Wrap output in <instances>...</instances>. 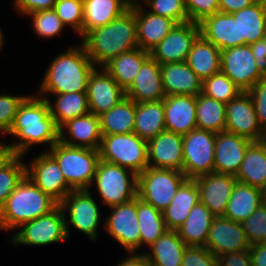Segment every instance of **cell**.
Here are the masks:
<instances>
[{"instance_id": "1", "label": "cell", "mask_w": 266, "mask_h": 266, "mask_svg": "<svg viewBox=\"0 0 266 266\" xmlns=\"http://www.w3.org/2000/svg\"><path fill=\"white\" fill-rule=\"evenodd\" d=\"M8 134L19 138L8 144L13 154L26 156L34 145L48 146V150L59 141V128L50 114L47 99L30 94L18 107L15 121Z\"/></svg>"}, {"instance_id": "2", "label": "cell", "mask_w": 266, "mask_h": 266, "mask_svg": "<svg viewBox=\"0 0 266 266\" xmlns=\"http://www.w3.org/2000/svg\"><path fill=\"white\" fill-rule=\"evenodd\" d=\"M95 68L82 43L68 47L51 61L36 94L46 99L52 94L87 92L88 80Z\"/></svg>"}, {"instance_id": "3", "label": "cell", "mask_w": 266, "mask_h": 266, "mask_svg": "<svg viewBox=\"0 0 266 266\" xmlns=\"http://www.w3.org/2000/svg\"><path fill=\"white\" fill-rule=\"evenodd\" d=\"M96 67H104L113 58L138 46L137 23L130 7L109 24L89 31L81 40Z\"/></svg>"}, {"instance_id": "4", "label": "cell", "mask_w": 266, "mask_h": 266, "mask_svg": "<svg viewBox=\"0 0 266 266\" xmlns=\"http://www.w3.org/2000/svg\"><path fill=\"white\" fill-rule=\"evenodd\" d=\"M58 205L26 175L0 207V230L13 234L23 223L50 213Z\"/></svg>"}, {"instance_id": "5", "label": "cell", "mask_w": 266, "mask_h": 266, "mask_svg": "<svg viewBox=\"0 0 266 266\" xmlns=\"http://www.w3.org/2000/svg\"><path fill=\"white\" fill-rule=\"evenodd\" d=\"M58 163L67 184L73 190L89 189L100 160L99 150L56 142L46 150Z\"/></svg>"}, {"instance_id": "6", "label": "cell", "mask_w": 266, "mask_h": 266, "mask_svg": "<svg viewBox=\"0 0 266 266\" xmlns=\"http://www.w3.org/2000/svg\"><path fill=\"white\" fill-rule=\"evenodd\" d=\"M138 175L116 164L99 160L91 187H96L103 205L108 208L137 197Z\"/></svg>"}, {"instance_id": "7", "label": "cell", "mask_w": 266, "mask_h": 266, "mask_svg": "<svg viewBox=\"0 0 266 266\" xmlns=\"http://www.w3.org/2000/svg\"><path fill=\"white\" fill-rule=\"evenodd\" d=\"M98 150L101 160L127 168L137 175L149 167L147 140L134 132L102 135Z\"/></svg>"}, {"instance_id": "8", "label": "cell", "mask_w": 266, "mask_h": 266, "mask_svg": "<svg viewBox=\"0 0 266 266\" xmlns=\"http://www.w3.org/2000/svg\"><path fill=\"white\" fill-rule=\"evenodd\" d=\"M186 179L175 169L147 167L138 174L137 197L163 212Z\"/></svg>"}, {"instance_id": "9", "label": "cell", "mask_w": 266, "mask_h": 266, "mask_svg": "<svg viewBox=\"0 0 266 266\" xmlns=\"http://www.w3.org/2000/svg\"><path fill=\"white\" fill-rule=\"evenodd\" d=\"M9 238L15 246H44L68 239L64 211L58 205L50 213L23 223Z\"/></svg>"}, {"instance_id": "10", "label": "cell", "mask_w": 266, "mask_h": 266, "mask_svg": "<svg viewBox=\"0 0 266 266\" xmlns=\"http://www.w3.org/2000/svg\"><path fill=\"white\" fill-rule=\"evenodd\" d=\"M59 205L64 211L68 238L71 236V224L92 241L97 240L98 227H101L100 209L89 189L72 190Z\"/></svg>"}, {"instance_id": "11", "label": "cell", "mask_w": 266, "mask_h": 266, "mask_svg": "<svg viewBox=\"0 0 266 266\" xmlns=\"http://www.w3.org/2000/svg\"><path fill=\"white\" fill-rule=\"evenodd\" d=\"M215 140L216 133L198 128L183 135L182 172L187 179L214 172Z\"/></svg>"}, {"instance_id": "12", "label": "cell", "mask_w": 266, "mask_h": 266, "mask_svg": "<svg viewBox=\"0 0 266 266\" xmlns=\"http://www.w3.org/2000/svg\"><path fill=\"white\" fill-rule=\"evenodd\" d=\"M110 212L104 219V230L121 244L127 253L141 250L137 197L124 204L110 207Z\"/></svg>"}, {"instance_id": "13", "label": "cell", "mask_w": 266, "mask_h": 266, "mask_svg": "<svg viewBox=\"0 0 266 266\" xmlns=\"http://www.w3.org/2000/svg\"><path fill=\"white\" fill-rule=\"evenodd\" d=\"M220 71L226 74L242 92H247L264 77L258 71L256 59L248 44L222 50Z\"/></svg>"}, {"instance_id": "14", "label": "cell", "mask_w": 266, "mask_h": 266, "mask_svg": "<svg viewBox=\"0 0 266 266\" xmlns=\"http://www.w3.org/2000/svg\"><path fill=\"white\" fill-rule=\"evenodd\" d=\"M26 175L58 203L73 190L67 184L57 161L47 151L32 158L29 164L26 163Z\"/></svg>"}, {"instance_id": "15", "label": "cell", "mask_w": 266, "mask_h": 266, "mask_svg": "<svg viewBox=\"0 0 266 266\" xmlns=\"http://www.w3.org/2000/svg\"><path fill=\"white\" fill-rule=\"evenodd\" d=\"M200 36L198 23L176 24L168 35L150 51V56L160 65L187 60L193 43Z\"/></svg>"}, {"instance_id": "16", "label": "cell", "mask_w": 266, "mask_h": 266, "mask_svg": "<svg viewBox=\"0 0 266 266\" xmlns=\"http://www.w3.org/2000/svg\"><path fill=\"white\" fill-rule=\"evenodd\" d=\"M226 131L251 141H263L265 131L259 125L253 101L248 92H240L226 104Z\"/></svg>"}, {"instance_id": "17", "label": "cell", "mask_w": 266, "mask_h": 266, "mask_svg": "<svg viewBox=\"0 0 266 266\" xmlns=\"http://www.w3.org/2000/svg\"><path fill=\"white\" fill-rule=\"evenodd\" d=\"M205 247L218 258L226 253L247 250L250 244L241 223L215 216Z\"/></svg>"}, {"instance_id": "18", "label": "cell", "mask_w": 266, "mask_h": 266, "mask_svg": "<svg viewBox=\"0 0 266 266\" xmlns=\"http://www.w3.org/2000/svg\"><path fill=\"white\" fill-rule=\"evenodd\" d=\"M86 93L90 113L96 116L109 111L125 97V91L103 67H96L91 73Z\"/></svg>"}, {"instance_id": "19", "label": "cell", "mask_w": 266, "mask_h": 266, "mask_svg": "<svg viewBox=\"0 0 266 266\" xmlns=\"http://www.w3.org/2000/svg\"><path fill=\"white\" fill-rule=\"evenodd\" d=\"M200 201L215 215L224 216L237 179L231 174L209 173L197 177Z\"/></svg>"}, {"instance_id": "20", "label": "cell", "mask_w": 266, "mask_h": 266, "mask_svg": "<svg viewBox=\"0 0 266 266\" xmlns=\"http://www.w3.org/2000/svg\"><path fill=\"white\" fill-rule=\"evenodd\" d=\"M130 7L135 12L138 46L150 52L177 24L171 18L151 13L138 0H132Z\"/></svg>"}, {"instance_id": "21", "label": "cell", "mask_w": 266, "mask_h": 266, "mask_svg": "<svg viewBox=\"0 0 266 266\" xmlns=\"http://www.w3.org/2000/svg\"><path fill=\"white\" fill-rule=\"evenodd\" d=\"M252 142L244 136L226 130L216 133L214 172L236 176Z\"/></svg>"}, {"instance_id": "22", "label": "cell", "mask_w": 266, "mask_h": 266, "mask_svg": "<svg viewBox=\"0 0 266 266\" xmlns=\"http://www.w3.org/2000/svg\"><path fill=\"white\" fill-rule=\"evenodd\" d=\"M147 144L149 167L175 169L182 172V135L165 130L149 139Z\"/></svg>"}, {"instance_id": "23", "label": "cell", "mask_w": 266, "mask_h": 266, "mask_svg": "<svg viewBox=\"0 0 266 266\" xmlns=\"http://www.w3.org/2000/svg\"><path fill=\"white\" fill-rule=\"evenodd\" d=\"M101 139L99 116L92 113L68 120L59 128V141L70 146L98 150Z\"/></svg>"}, {"instance_id": "24", "label": "cell", "mask_w": 266, "mask_h": 266, "mask_svg": "<svg viewBox=\"0 0 266 266\" xmlns=\"http://www.w3.org/2000/svg\"><path fill=\"white\" fill-rule=\"evenodd\" d=\"M125 97L136 103L163 100L166 95L162 86L160 64L151 56L142 64Z\"/></svg>"}, {"instance_id": "25", "label": "cell", "mask_w": 266, "mask_h": 266, "mask_svg": "<svg viewBox=\"0 0 266 266\" xmlns=\"http://www.w3.org/2000/svg\"><path fill=\"white\" fill-rule=\"evenodd\" d=\"M165 129L185 135L197 128L196 97L191 95H170L163 99Z\"/></svg>"}, {"instance_id": "26", "label": "cell", "mask_w": 266, "mask_h": 266, "mask_svg": "<svg viewBox=\"0 0 266 266\" xmlns=\"http://www.w3.org/2000/svg\"><path fill=\"white\" fill-rule=\"evenodd\" d=\"M162 86L166 96L202 93L203 81L189 67L186 61L160 65Z\"/></svg>"}, {"instance_id": "27", "label": "cell", "mask_w": 266, "mask_h": 266, "mask_svg": "<svg viewBox=\"0 0 266 266\" xmlns=\"http://www.w3.org/2000/svg\"><path fill=\"white\" fill-rule=\"evenodd\" d=\"M198 24L200 35L221 51L240 46L238 19H234L231 13L218 11Z\"/></svg>"}, {"instance_id": "28", "label": "cell", "mask_w": 266, "mask_h": 266, "mask_svg": "<svg viewBox=\"0 0 266 266\" xmlns=\"http://www.w3.org/2000/svg\"><path fill=\"white\" fill-rule=\"evenodd\" d=\"M132 0H83L82 38L91 30L105 26L130 8Z\"/></svg>"}, {"instance_id": "29", "label": "cell", "mask_w": 266, "mask_h": 266, "mask_svg": "<svg viewBox=\"0 0 266 266\" xmlns=\"http://www.w3.org/2000/svg\"><path fill=\"white\" fill-rule=\"evenodd\" d=\"M199 201L200 196L196 180L186 179L178 188L170 205L163 211L168 230H177Z\"/></svg>"}, {"instance_id": "30", "label": "cell", "mask_w": 266, "mask_h": 266, "mask_svg": "<svg viewBox=\"0 0 266 266\" xmlns=\"http://www.w3.org/2000/svg\"><path fill=\"white\" fill-rule=\"evenodd\" d=\"M231 14L234 19H238L240 46L250 45L266 37V2L257 0Z\"/></svg>"}, {"instance_id": "31", "label": "cell", "mask_w": 266, "mask_h": 266, "mask_svg": "<svg viewBox=\"0 0 266 266\" xmlns=\"http://www.w3.org/2000/svg\"><path fill=\"white\" fill-rule=\"evenodd\" d=\"M186 247L177 230H168L142 252L154 266H181Z\"/></svg>"}, {"instance_id": "32", "label": "cell", "mask_w": 266, "mask_h": 266, "mask_svg": "<svg viewBox=\"0 0 266 266\" xmlns=\"http://www.w3.org/2000/svg\"><path fill=\"white\" fill-rule=\"evenodd\" d=\"M150 57V52L137 47L113 58L103 68L126 91L136 78L142 64Z\"/></svg>"}, {"instance_id": "33", "label": "cell", "mask_w": 266, "mask_h": 266, "mask_svg": "<svg viewBox=\"0 0 266 266\" xmlns=\"http://www.w3.org/2000/svg\"><path fill=\"white\" fill-rule=\"evenodd\" d=\"M214 217L215 215L199 201L177 229L179 237L187 246H205Z\"/></svg>"}, {"instance_id": "34", "label": "cell", "mask_w": 266, "mask_h": 266, "mask_svg": "<svg viewBox=\"0 0 266 266\" xmlns=\"http://www.w3.org/2000/svg\"><path fill=\"white\" fill-rule=\"evenodd\" d=\"M221 50L201 35L193 43L186 60L195 74L204 81L220 72Z\"/></svg>"}, {"instance_id": "35", "label": "cell", "mask_w": 266, "mask_h": 266, "mask_svg": "<svg viewBox=\"0 0 266 266\" xmlns=\"http://www.w3.org/2000/svg\"><path fill=\"white\" fill-rule=\"evenodd\" d=\"M235 178L238 182L260 188L266 181V143L253 141L245 152Z\"/></svg>"}, {"instance_id": "36", "label": "cell", "mask_w": 266, "mask_h": 266, "mask_svg": "<svg viewBox=\"0 0 266 266\" xmlns=\"http://www.w3.org/2000/svg\"><path fill=\"white\" fill-rule=\"evenodd\" d=\"M136 102L124 97L99 116L102 135L128 134L134 131Z\"/></svg>"}, {"instance_id": "37", "label": "cell", "mask_w": 266, "mask_h": 266, "mask_svg": "<svg viewBox=\"0 0 266 266\" xmlns=\"http://www.w3.org/2000/svg\"><path fill=\"white\" fill-rule=\"evenodd\" d=\"M261 203L259 188L237 181L227 203L224 217L242 223Z\"/></svg>"}, {"instance_id": "38", "label": "cell", "mask_w": 266, "mask_h": 266, "mask_svg": "<svg viewBox=\"0 0 266 266\" xmlns=\"http://www.w3.org/2000/svg\"><path fill=\"white\" fill-rule=\"evenodd\" d=\"M55 100L47 97L50 114L55 124L60 128L68 120L90 113L86 92H72L65 94H53Z\"/></svg>"}, {"instance_id": "39", "label": "cell", "mask_w": 266, "mask_h": 266, "mask_svg": "<svg viewBox=\"0 0 266 266\" xmlns=\"http://www.w3.org/2000/svg\"><path fill=\"white\" fill-rule=\"evenodd\" d=\"M165 130L163 100L136 103L134 133L148 141Z\"/></svg>"}, {"instance_id": "40", "label": "cell", "mask_w": 266, "mask_h": 266, "mask_svg": "<svg viewBox=\"0 0 266 266\" xmlns=\"http://www.w3.org/2000/svg\"><path fill=\"white\" fill-rule=\"evenodd\" d=\"M196 125L214 133L225 131L226 104L203 93L196 96Z\"/></svg>"}, {"instance_id": "41", "label": "cell", "mask_w": 266, "mask_h": 266, "mask_svg": "<svg viewBox=\"0 0 266 266\" xmlns=\"http://www.w3.org/2000/svg\"><path fill=\"white\" fill-rule=\"evenodd\" d=\"M137 218L140 229L141 248L151 246L168 228L163 212L137 197Z\"/></svg>"}, {"instance_id": "42", "label": "cell", "mask_w": 266, "mask_h": 266, "mask_svg": "<svg viewBox=\"0 0 266 266\" xmlns=\"http://www.w3.org/2000/svg\"><path fill=\"white\" fill-rule=\"evenodd\" d=\"M25 156L13 155L0 167V207L26 176Z\"/></svg>"}, {"instance_id": "43", "label": "cell", "mask_w": 266, "mask_h": 266, "mask_svg": "<svg viewBox=\"0 0 266 266\" xmlns=\"http://www.w3.org/2000/svg\"><path fill=\"white\" fill-rule=\"evenodd\" d=\"M241 90L221 71L205 79L202 84V93L217 101L227 104L235 98Z\"/></svg>"}, {"instance_id": "44", "label": "cell", "mask_w": 266, "mask_h": 266, "mask_svg": "<svg viewBox=\"0 0 266 266\" xmlns=\"http://www.w3.org/2000/svg\"><path fill=\"white\" fill-rule=\"evenodd\" d=\"M31 17L33 30L41 38L51 39L61 35L66 26L54 9L37 11L26 15Z\"/></svg>"}, {"instance_id": "45", "label": "cell", "mask_w": 266, "mask_h": 266, "mask_svg": "<svg viewBox=\"0 0 266 266\" xmlns=\"http://www.w3.org/2000/svg\"><path fill=\"white\" fill-rule=\"evenodd\" d=\"M153 14L165 16L177 24L189 22L185 0H138Z\"/></svg>"}, {"instance_id": "46", "label": "cell", "mask_w": 266, "mask_h": 266, "mask_svg": "<svg viewBox=\"0 0 266 266\" xmlns=\"http://www.w3.org/2000/svg\"><path fill=\"white\" fill-rule=\"evenodd\" d=\"M53 9L63 24L71 27L82 39L83 0H57Z\"/></svg>"}, {"instance_id": "47", "label": "cell", "mask_w": 266, "mask_h": 266, "mask_svg": "<svg viewBox=\"0 0 266 266\" xmlns=\"http://www.w3.org/2000/svg\"><path fill=\"white\" fill-rule=\"evenodd\" d=\"M241 224L250 246L266 243V204L261 203Z\"/></svg>"}, {"instance_id": "48", "label": "cell", "mask_w": 266, "mask_h": 266, "mask_svg": "<svg viewBox=\"0 0 266 266\" xmlns=\"http://www.w3.org/2000/svg\"><path fill=\"white\" fill-rule=\"evenodd\" d=\"M27 95L0 94V134L8 135L11 129L18 107L27 98Z\"/></svg>"}, {"instance_id": "49", "label": "cell", "mask_w": 266, "mask_h": 266, "mask_svg": "<svg viewBox=\"0 0 266 266\" xmlns=\"http://www.w3.org/2000/svg\"><path fill=\"white\" fill-rule=\"evenodd\" d=\"M218 259L205 246H187L181 266H217Z\"/></svg>"}, {"instance_id": "50", "label": "cell", "mask_w": 266, "mask_h": 266, "mask_svg": "<svg viewBox=\"0 0 266 266\" xmlns=\"http://www.w3.org/2000/svg\"><path fill=\"white\" fill-rule=\"evenodd\" d=\"M189 21L200 23L219 11V0H185Z\"/></svg>"}, {"instance_id": "51", "label": "cell", "mask_w": 266, "mask_h": 266, "mask_svg": "<svg viewBox=\"0 0 266 266\" xmlns=\"http://www.w3.org/2000/svg\"><path fill=\"white\" fill-rule=\"evenodd\" d=\"M247 92L253 101L258 123L266 131V77L258 80Z\"/></svg>"}, {"instance_id": "52", "label": "cell", "mask_w": 266, "mask_h": 266, "mask_svg": "<svg viewBox=\"0 0 266 266\" xmlns=\"http://www.w3.org/2000/svg\"><path fill=\"white\" fill-rule=\"evenodd\" d=\"M14 9L20 15L53 9L57 0H13Z\"/></svg>"}, {"instance_id": "53", "label": "cell", "mask_w": 266, "mask_h": 266, "mask_svg": "<svg viewBox=\"0 0 266 266\" xmlns=\"http://www.w3.org/2000/svg\"><path fill=\"white\" fill-rule=\"evenodd\" d=\"M217 259V266H251L249 249L233 253H226Z\"/></svg>"}, {"instance_id": "54", "label": "cell", "mask_w": 266, "mask_h": 266, "mask_svg": "<svg viewBox=\"0 0 266 266\" xmlns=\"http://www.w3.org/2000/svg\"><path fill=\"white\" fill-rule=\"evenodd\" d=\"M258 71L266 77V37L250 44Z\"/></svg>"}, {"instance_id": "55", "label": "cell", "mask_w": 266, "mask_h": 266, "mask_svg": "<svg viewBox=\"0 0 266 266\" xmlns=\"http://www.w3.org/2000/svg\"><path fill=\"white\" fill-rule=\"evenodd\" d=\"M257 0H219V12L233 13L255 3Z\"/></svg>"}, {"instance_id": "56", "label": "cell", "mask_w": 266, "mask_h": 266, "mask_svg": "<svg viewBox=\"0 0 266 266\" xmlns=\"http://www.w3.org/2000/svg\"><path fill=\"white\" fill-rule=\"evenodd\" d=\"M251 266H266V243L250 246Z\"/></svg>"}, {"instance_id": "57", "label": "cell", "mask_w": 266, "mask_h": 266, "mask_svg": "<svg viewBox=\"0 0 266 266\" xmlns=\"http://www.w3.org/2000/svg\"><path fill=\"white\" fill-rule=\"evenodd\" d=\"M150 263L146 255L142 252L138 253H128L127 258H123L119 261V264L115 266H149Z\"/></svg>"}, {"instance_id": "58", "label": "cell", "mask_w": 266, "mask_h": 266, "mask_svg": "<svg viewBox=\"0 0 266 266\" xmlns=\"http://www.w3.org/2000/svg\"><path fill=\"white\" fill-rule=\"evenodd\" d=\"M13 152L8 143L0 142V167L3 166L12 156Z\"/></svg>"}, {"instance_id": "59", "label": "cell", "mask_w": 266, "mask_h": 266, "mask_svg": "<svg viewBox=\"0 0 266 266\" xmlns=\"http://www.w3.org/2000/svg\"><path fill=\"white\" fill-rule=\"evenodd\" d=\"M259 189H260L261 201L262 203L266 204V181Z\"/></svg>"}, {"instance_id": "60", "label": "cell", "mask_w": 266, "mask_h": 266, "mask_svg": "<svg viewBox=\"0 0 266 266\" xmlns=\"http://www.w3.org/2000/svg\"><path fill=\"white\" fill-rule=\"evenodd\" d=\"M4 35H3V32H2V30H1V28H0V51H1V48L3 47L2 45H3V43H4Z\"/></svg>"}, {"instance_id": "61", "label": "cell", "mask_w": 266, "mask_h": 266, "mask_svg": "<svg viewBox=\"0 0 266 266\" xmlns=\"http://www.w3.org/2000/svg\"><path fill=\"white\" fill-rule=\"evenodd\" d=\"M263 141L266 143V131H265V136H264V140Z\"/></svg>"}]
</instances>
